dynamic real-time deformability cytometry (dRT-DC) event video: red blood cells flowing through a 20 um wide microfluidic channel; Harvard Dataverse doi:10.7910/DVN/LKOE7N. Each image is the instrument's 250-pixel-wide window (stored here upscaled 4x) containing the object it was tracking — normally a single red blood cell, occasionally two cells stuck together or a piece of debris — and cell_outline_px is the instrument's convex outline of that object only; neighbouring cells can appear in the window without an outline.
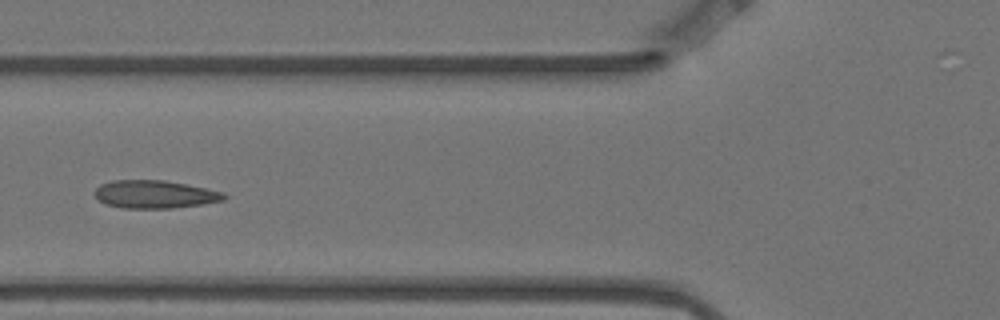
{"species": "Egyptian fruit bat (a non-hibernating species)", "species_latin": "Rousettus aegyptiacus", "temperature_condition": "warm", "stored_images_in_passage": 6, "camera_frame_rate_fps": 3000, "um_per_image_px": 0.085, "animal": {"sex": "female"}, "frame": {"image": 1, "passage_image": 6, "time_ms": 1.667, "image_size_px": [1000, 320], "cell_outline_px": [[228, 196], [224, 200], [200, 204], [172, 208], [120, 208], [104, 204], [92, 192], [100, 184], [112, 180], [164, 180], [188, 184], [224, 192]], "centroid_in_image_um": [13.13, 16.51], "position_along_channel_um": 112.7, "area_um2": 21.21}}